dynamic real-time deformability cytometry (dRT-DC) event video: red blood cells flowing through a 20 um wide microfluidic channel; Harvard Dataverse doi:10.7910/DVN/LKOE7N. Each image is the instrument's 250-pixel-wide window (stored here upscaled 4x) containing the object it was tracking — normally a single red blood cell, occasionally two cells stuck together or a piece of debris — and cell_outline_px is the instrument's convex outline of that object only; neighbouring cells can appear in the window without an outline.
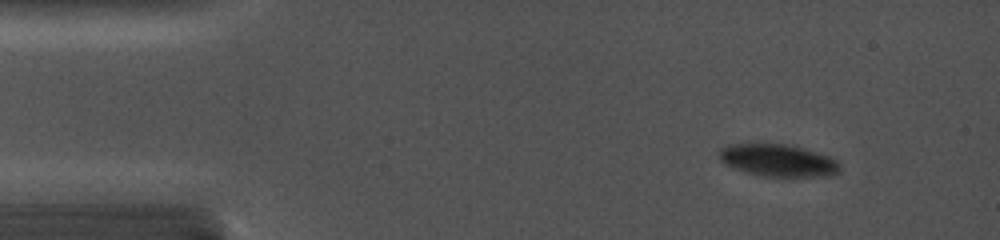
{"species": "common noctule bat (a hibernating species)", "species_latin": "Nyctalus noctula", "temperature_condition": "cold", "stored_images_in_passage": 3, "camera_frame_rate_fps": 5000, "um_per_image_px": 0.085, "animal": {"sex": "female", "body_mass_g": 19.0, "forearm_length_mm": 56.7}, "frame": {"image": 1, "passage_image": 1, "time_ms": 0.0, "image_size_px": [1000, 240], "cell_outline_px": [[840, 172], [832, 176], [760, 176], [744, 172], [732, 168], [724, 164], [720, 160], [720, 148], [728, 144], [792, 144], [828, 156], [836, 160], [840, 164]], "centroid_in_image_um": [66.13, 13.64], "position_along_channel_um": 18.9, "area_um2": 22.89}}